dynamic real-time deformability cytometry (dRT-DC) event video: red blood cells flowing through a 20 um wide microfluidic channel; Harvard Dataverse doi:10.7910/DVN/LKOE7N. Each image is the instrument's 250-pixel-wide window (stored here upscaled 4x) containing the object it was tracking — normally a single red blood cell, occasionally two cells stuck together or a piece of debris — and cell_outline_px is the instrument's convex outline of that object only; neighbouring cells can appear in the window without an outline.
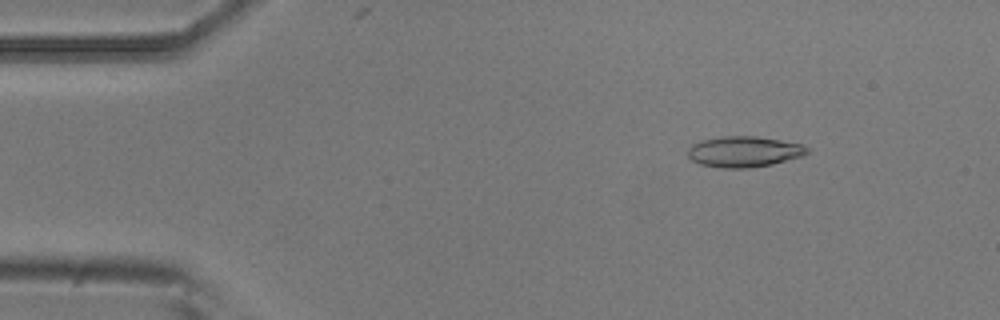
{"species": "common noctule bat (a hibernating species)", "species_latin": "Nyctalus noctula", "temperature_condition": "room temperature", "stored_images_in_passage": 7, "camera_frame_rate_fps": 3000, "um_per_image_px": 0.085, "animal": {"sex": "male", "body_mass_g": 20.5, "forearm_length_mm": 52.5}, "frame": {"image": 1, "passage_image": 2, "time_ms": 1.333, "image_size_px": [1000, 320], "cell_outline_px": [[812, 148], [808, 152], [800, 156], [772, 164], [748, 168], [720, 168], [700, 164], [692, 160], [688, 156], [688, 148], [692, 144], [704, 140], [724, 136], [756, 136], [804, 144]], "centroid_in_image_um": [63.26, 12.89], "position_along_channel_um": 21.7, "area_um2": 21.39}}
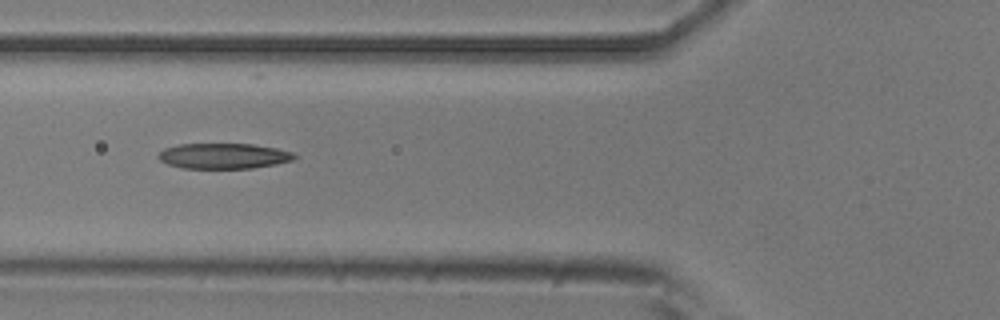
{"frame": {"image": 2, "passage_image": 6, "time_ms": 5.667, "image_size_px": [1000, 320], "cell_outline_px": [[296, 156], [292, 160], [276, 164], [252, 168], [184, 168], [168, 164], [160, 160], [156, 156], [164, 148], [180, 144], [252, 144], [276, 148], [292, 152]], "centroid_in_image_um": [18.99, 13.25], "position_along_channel_um": 106.8, "area_um2": 20.06}}
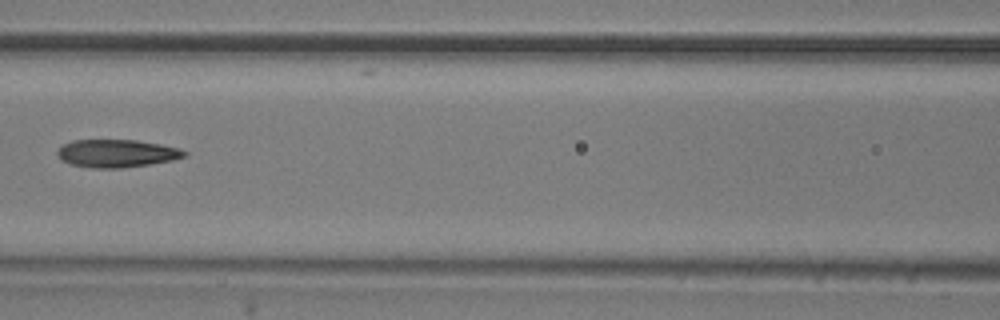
{"frame": {"image": 3, "passage_image": 7, "time_ms": 7.0, "image_size_px": [1000, 320], "cell_outline_px": [[188, 152], [184, 156], [172, 160], [148, 164], [120, 168], [92, 168], [72, 164], [64, 160], [56, 152], [64, 144], [72, 140], [136, 140], [160, 144], [180, 148]], "centroid_in_image_um": [9.95, 13.03], "position_along_channel_um": 156.7, "area_um2": 20.29}}